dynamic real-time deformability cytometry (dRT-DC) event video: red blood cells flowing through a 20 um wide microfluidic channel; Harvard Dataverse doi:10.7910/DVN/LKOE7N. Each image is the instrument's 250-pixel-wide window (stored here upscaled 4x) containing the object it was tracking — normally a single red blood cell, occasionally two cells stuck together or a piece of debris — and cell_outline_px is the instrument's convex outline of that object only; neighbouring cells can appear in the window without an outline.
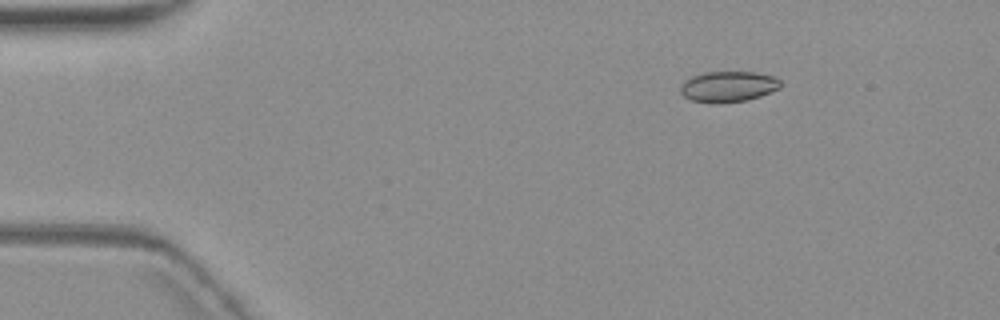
{"species": "common noctule bat (a hibernating species)", "species_latin": "Nyctalus noctula", "temperature_condition": "warm", "stored_images_in_passage": 5, "camera_frame_rate_fps": 3000, "um_per_image_px": 0.085, "animal": {"sex": "female", "body_mass_g": 19.3, "forearm_length_mm": 54.1}, "frame": {"image": 1, "passage_image": 3, "time_ms": 2.333, "image_size_px": [1000, 320], "cell_outline_px": [[780, 88], [760, 96], [748, 100], [720, 104], [716, 104], [692, 100], [684, 96], [680, 92], [680, 84], [684, 80], [692, 76], [704, 72], [756, 72], [772, 76], [780, 80]], "centroid_in_image_um": [61.87, 7.37], "position_along_channel_um": 23.1, "area_um2": 18.09}}